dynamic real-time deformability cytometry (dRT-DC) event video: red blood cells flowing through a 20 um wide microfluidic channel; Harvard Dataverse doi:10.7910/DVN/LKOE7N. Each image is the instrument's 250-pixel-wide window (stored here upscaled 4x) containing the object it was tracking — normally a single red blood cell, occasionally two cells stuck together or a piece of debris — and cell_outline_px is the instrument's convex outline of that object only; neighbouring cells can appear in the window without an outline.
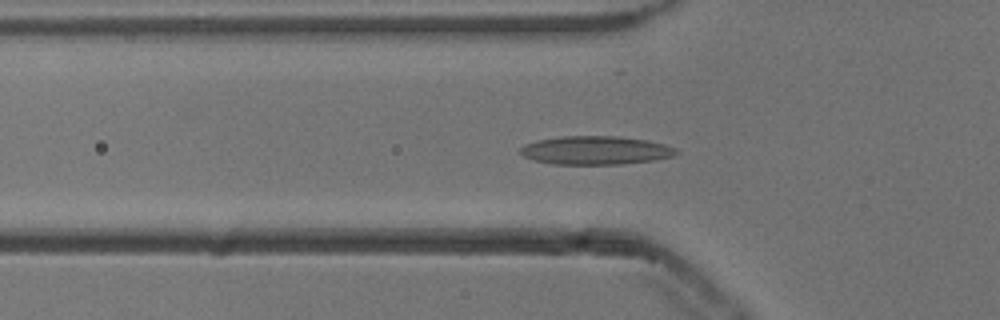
{"species": "common noctule bat (a hibernating species)", "species_latin": "Nyctalus noctula", "temperature_condition": "cold", "stored_images_in_passage": 55, "segment_of_instrument_passage": [1, 2], "camera_frame_rate_fps": 3000, "um_per_image_px": 0.085, "animal": {"sex": "male", "body_mass_g": 13.3}, "frame": {"image": 1, "passage_image": 18, "time_ms": 5.667, "image_size_px": [1000, 320], "cell_outline_px": [[680, 152], [672, 156], [652, 160], [620, 164], [552, 164], [532, 160], [524, 156], [520, 152], [520, 148], [524, 144], [540, 140], [564, 136], [616, 136], [648, 140], [664, 144], [676, 148]], "centroid_in_image_um": [50.63, 12.78], "position_along_channel_um": 75.2, "area_um2": 25.78}}
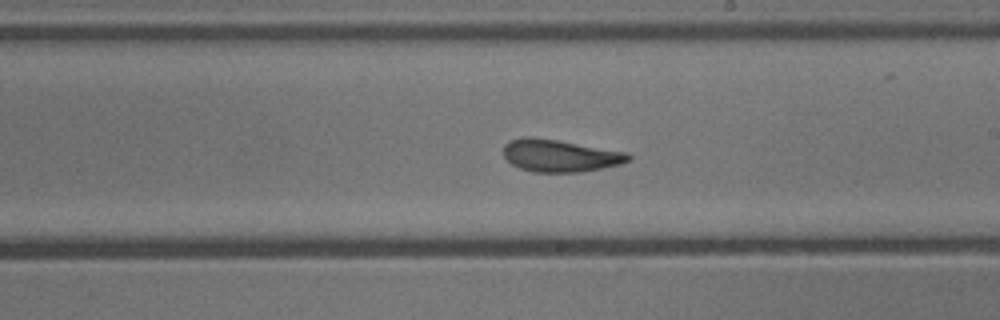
{"frame": {"image": 2, "passage_image": 31, "time_ms": 10.0, "image_size_px": [1000, 320], "cell_outline_px": [[632, 160], [620, 164], [580, 172], [532, 172], [520, 168], [512, 164], [504, 156], [504, 144], [512, 140], [524, 136], [528, 136], [556, 140], [628, 152], [632, 156]], "centroid_in_image_um": [47.61, 13.23], "position_along_channel_um": 241.4, "area_um2": 23.41}}
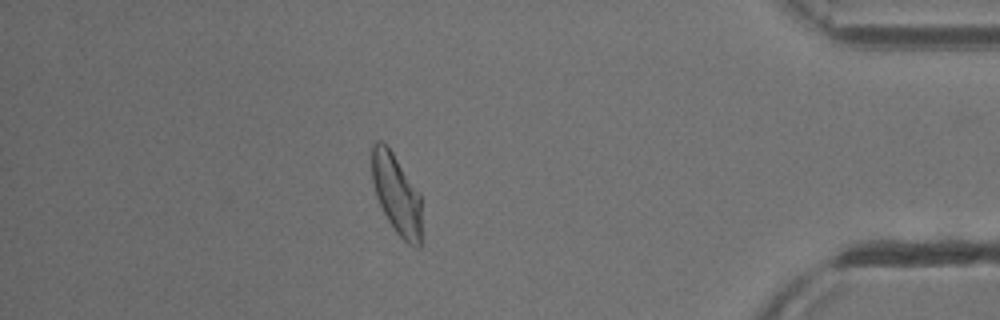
{"frame": {"image": 3, "passage_image": 47, "time_ms": 15.333, "image_size_px": [1000, 320], "cell_outline_px": [[420, 248], [416, 248], [408, 244], [396, 232], [388, 220], [376, 196], [372, 180], [372, 144], [376, 140], [380, 140], [392, 152], [420, 192]], "centroid_in_image_um": [33.7, 16.5], "position_along_channel_um": 401.5, "area_um2": 22.95}}